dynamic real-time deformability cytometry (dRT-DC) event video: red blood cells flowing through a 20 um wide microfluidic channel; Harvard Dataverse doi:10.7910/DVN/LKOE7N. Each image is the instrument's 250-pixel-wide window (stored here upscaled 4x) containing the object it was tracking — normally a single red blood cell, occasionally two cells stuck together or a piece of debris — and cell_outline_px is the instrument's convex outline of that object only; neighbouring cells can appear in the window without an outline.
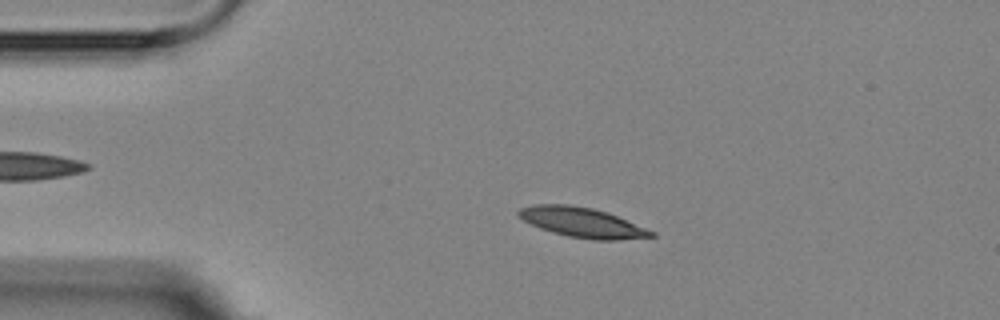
{"species": "Egyptian fruit bat (a non-hibernating species)", "species_latin": "Rousettus aegyptiacus", "temperature_condition": "room temperature", "stored_images_in_passage": 13, "camera_frame_rate_fps": 3000, "um_per_image_px": 0.085, "animal": {"sex": "female"}, "frame": {"image": 1, "passage_image": 2, "time_ms": 1.333, "image_size_px": [1000, 320], "cell_outline_px": [[656, 236], [616, 240], [592, 240], [568, 236], [552, 232], [540, 228], [524, 220], [516, 212], [520, 208], [536, 204], [568, 204], [592, 208], [608, 212], [656, 232]], "centroid_in_image_um": [49.51, 18.91], "position_along_channel_um": 35.5, "area_um2": 23.0}}
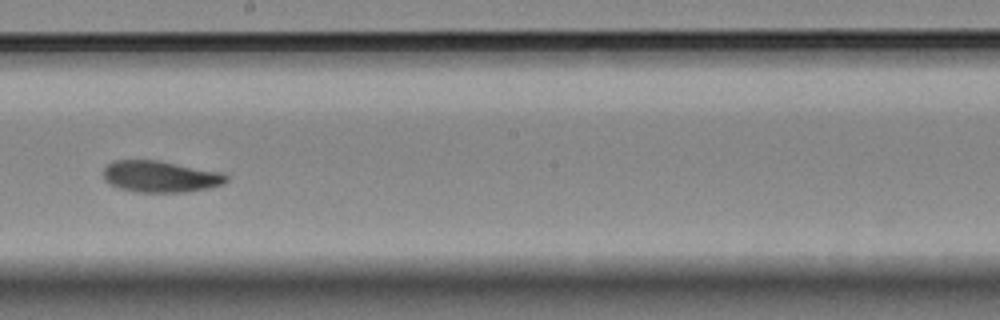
{"frame": {"image": 2, "passage_image": 7, "time_ms": 8.0, "image_size_px": [1000, 320], "cell_outline_px": [[228, 180], [224, 184], [208, 188], [188, 192], [136, 192], [120, 188], [108, 184], [104, 180], [104, 168], [112, 160], [160, 160], [220, 172], [228, 176]], "centroid_in_image_um": [13.62, 15.0], "position_along_channel_um": 234.6, "area_um2": 22.72}}
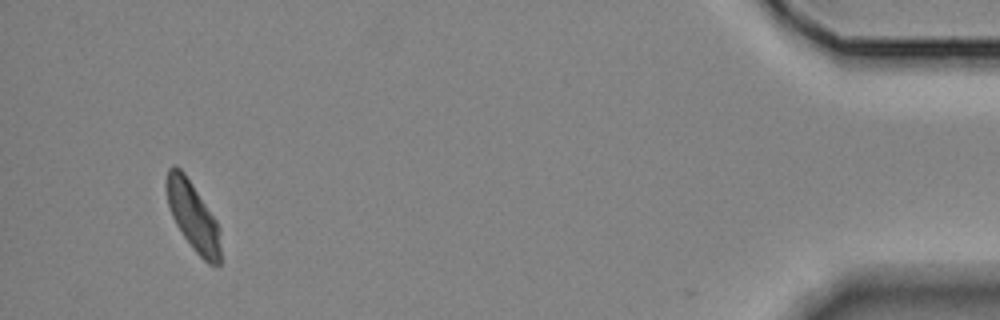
{"frame": {"image": 3, "passage_image": 13, "time_ms": 15.333, "image_size_px": [1000, 320], "cell_outline_px": [[220, 264], [216, 268], [208, 264], [192, 248], [176, 224], [172, 216], [168, 204], [164, 184], [168, 168], [172, 164], [176, 164], [184, 172], [216, 220], [220, 228]], "centroid_in_image_um": [16.39, 18.37], "position_along_channel_um": 418.8, "area_um2": 21.85}, "authors_computed_cell_mechanics": {"area_um2": 22.7732, "velocity_mm_per_s": 3.518, "shape_relaxation_time_tau1_ms": 4.7763, "shape_relaxation_time_tau2_ms": null, "deformation_change_tau1": 0.1411, "deformation_change_tau2": null}}